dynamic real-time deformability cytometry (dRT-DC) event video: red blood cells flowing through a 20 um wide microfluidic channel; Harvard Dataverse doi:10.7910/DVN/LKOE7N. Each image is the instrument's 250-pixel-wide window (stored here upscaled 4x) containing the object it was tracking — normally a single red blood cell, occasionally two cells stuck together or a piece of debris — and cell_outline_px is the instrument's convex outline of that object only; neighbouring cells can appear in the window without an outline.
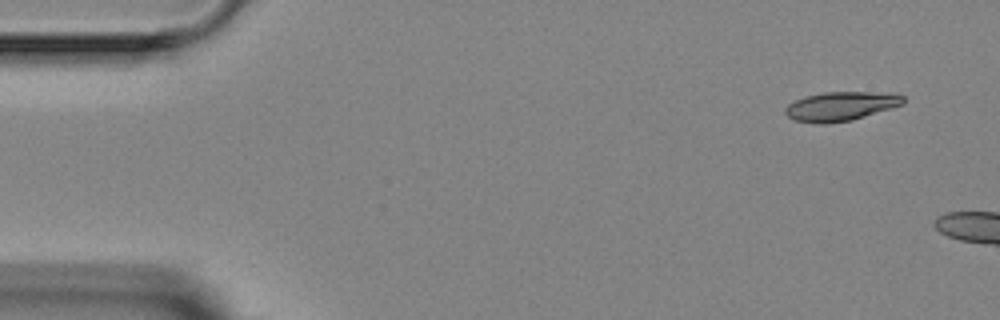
{"species": "Egyptian fruit bat (a non-hibernating species)", "species_latin": "Rousettus aegyptiacus", "temperature_condition": "room temperature", "stored_images_in_passage": 2, "camera_frame_rate_fps": 3000, "um_per_image_px": 0.085, "animal": {"sex": "female"}, "frame": {"image": 1, "passage_image": 1, "time_ms": 0.0, "image_size_px": [1000, 320], "cell_outline_px": [[904, 104], [852, 120], [820, 124], [796, 120], [788, 116], [784, 112], [784, 108], [788, 104], [804, 96], [824, 92], [892, 92], [904, 96]], "centroid_in_image_um": [71.48, 9.01], "position_along_channel_um": 13.5, "area_um2": 20.0}}